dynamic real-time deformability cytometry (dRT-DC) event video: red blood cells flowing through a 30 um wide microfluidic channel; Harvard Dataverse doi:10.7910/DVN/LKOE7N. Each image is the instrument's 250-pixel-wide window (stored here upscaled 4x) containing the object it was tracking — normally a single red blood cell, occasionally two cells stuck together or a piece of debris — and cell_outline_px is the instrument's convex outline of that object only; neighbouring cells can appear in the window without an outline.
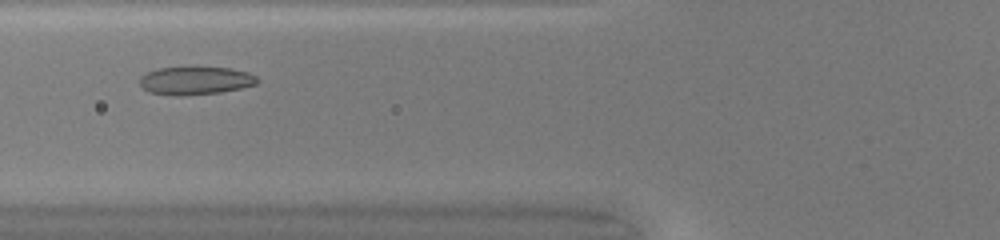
{"species": "common noctule bat (a hibernating species)", "species_latin": "Nyctalus noctula", "temperature_condition": "warm", "stored_images_in_passage": 31, "camera_frame_rate_fps": 3000, "um_per_image_px": 0.085, "animal": {"sex": "female", "body_mass_g": 20.0, "forearm_length_mm": 54.0}, "frame": {"image": 1, "passage_image": 8, "time_ms": 2.333, "image_size_px": [1000, 240], "cell_outline_px": [[260, 80], [256, 84], [240, 88], [220, 92], [180, 96], [176, 96], [148, 92], [140, 84], [140, 76], [156, 68], [196, 64], [232, 68], [248, 72], [256, 76]], "centroid_in_image_um": [16.61, 6.79], "position_along_channel_um": 109.2, "area_um2": 20.17}}
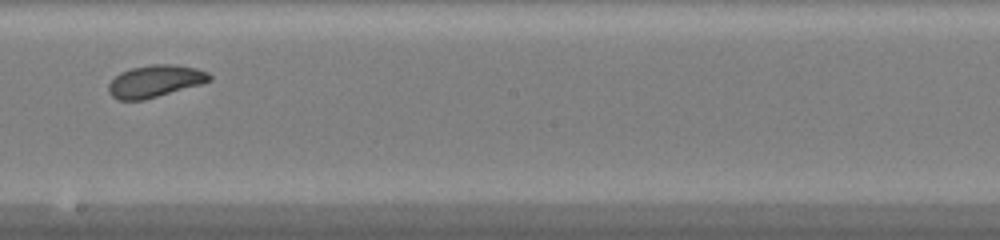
{"frame": {"image": 2, "passage_image": 17, "time_ms": 5.333, "image_size_px": [1000, 240], "cell_outline_px": [[212, 80], [200, 84], [144, 100], [116, 100], [108, 92], [108, 84], [120, 72], [132, 68], [152, 64], [176, 64], [196, 68], [208, 72], [212, 76]], "centroid_in_image_um": [13.18, 6.89], "position_along_channel_um": 235.0, "area_um2": 18.9}}
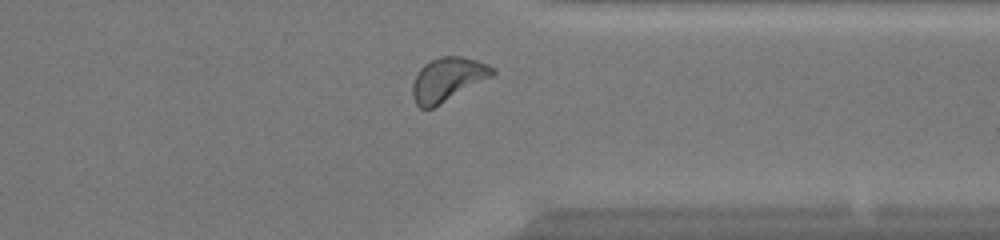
{"frame": {"image": 3, "passage_image": 27, "time_ms": 8.667, "image_size_px": [1000, 240], "cell_outline_px": [[496, 72], [492, 76], [432, 108], [420, 108], [416, 104], [412, 96], [412, 84], [420, 68], [424, 64], [440, 56], [460, 56], [476, 60], [488, 64], [496, 68]], "centroid_in_image_um": [38.05, 6.73], "position_along_channel_um": 373.4, "area_um2": 20.11}, "authors_computed_cell_mechanics": {"area_um2": 19.4208, "velocity_mm_per_s": 4.2076, "shape_relaxation_time_tau1_ms": 2.1782, "shape_relaxation_time_tau2_ms": 3.3171, "deformation_change_tau1": 0.1234, "deformation_change_tau2": 0.0994}}